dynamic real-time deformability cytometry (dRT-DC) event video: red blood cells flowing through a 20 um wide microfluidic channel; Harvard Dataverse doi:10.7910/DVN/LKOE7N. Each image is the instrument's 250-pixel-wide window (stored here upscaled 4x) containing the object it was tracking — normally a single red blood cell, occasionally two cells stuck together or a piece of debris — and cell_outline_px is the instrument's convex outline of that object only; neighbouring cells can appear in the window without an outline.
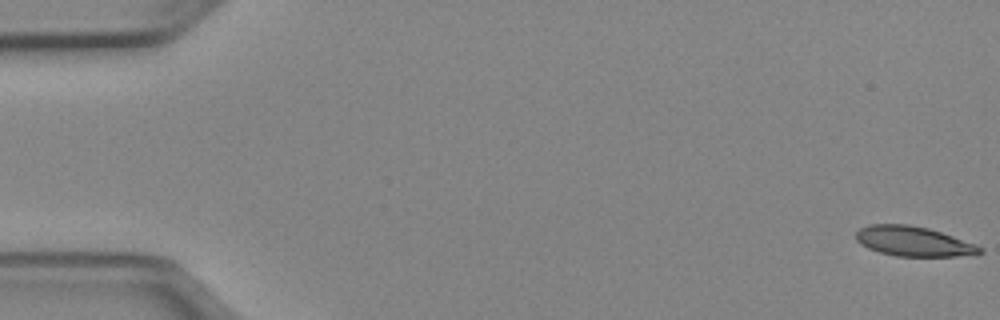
{"species": "Egyptian fruit bat (a non-hibernating species)", "species_latin": "Rousettus aegyptiacus", "temperature_condition": "cold", "stored_images_in_passage": 52, "camera_frame_rate_fps": 3000, "um_per_image_px": 0.085, "animal": {"sex": "female"}, "frame": {"image": 1, "passage_image": 1, "time_ms": 0.0, "image_size_px": [1000, 320], "cell_outline_px": [[984, 252], [956, 256], [896, 256], [880, 252], [868, 248], [860, 244], [856, 240], [856, 232], [860, 228], [868, 224], [908, 224], [928, 228], [976, 244], [984, 248]], "centroid_in_image_um": [77.62, 20.5], "position_along_channel_um": 7.4, "area_um2": 21.44}}
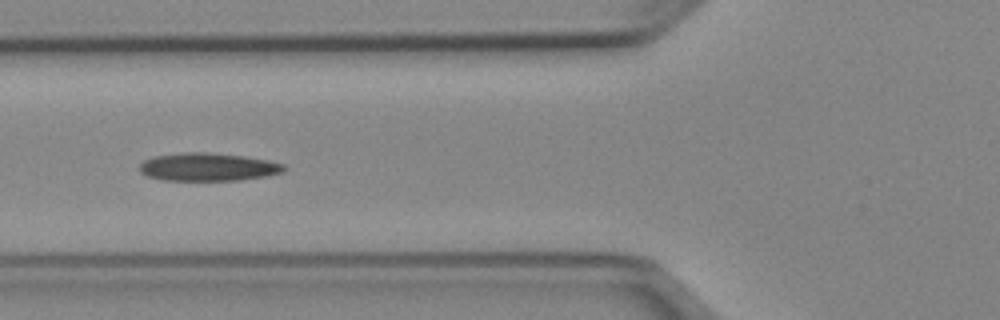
{"frame": {"image": 2, "passage_image": 20, "time_ms": 6.333, "image_size_px": [1000, 320], "cell_outline_px": [[284, 172], [264, 176], [240, 180], [160, 180], [148, 176], [140, 172], [140, 164], [144, 160], [152, 156], [184, 152], [204, 152], [244, 156], [268, 160], [284, 164]], "centroid_in_image_um": [17.65, 14.19], "position_along_channel_um": 108.2, "area_um2": 23.52}}
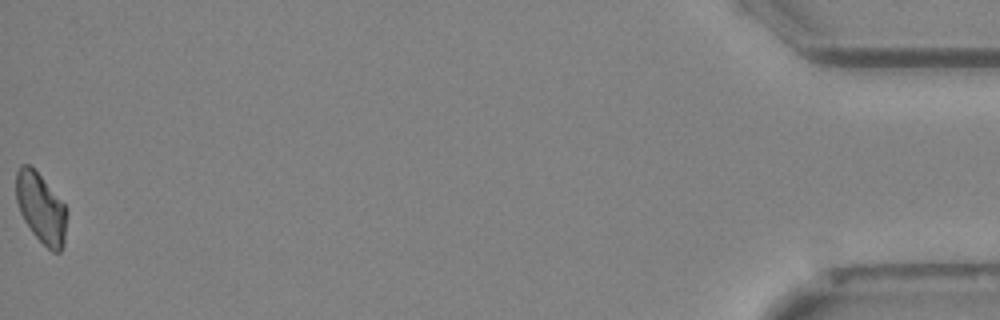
{"frame": {"image": 3, "passage_image": 52, "time_ms": 17.0, "image_size_px": [1000, 320], "cell_outline_px": [[68, 216], [64, 244], [60, 252], [52, 252], [32, 232], [24, 220], [20, 212], [16, 200], [16, 172], [20, 164], [28, 164], [40, 176], [68, 208]], "centroid_in_image_um": [3.51, 17.71], "position_along_channel_um": 431.7, "area_um2": 20.69}}